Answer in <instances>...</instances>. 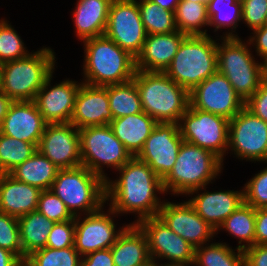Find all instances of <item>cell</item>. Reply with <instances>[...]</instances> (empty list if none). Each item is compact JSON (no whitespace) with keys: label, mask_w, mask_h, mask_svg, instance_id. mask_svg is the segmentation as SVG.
Masks as SVG:
<instances>
[{"label":"cell","mask_w":267,"mask_h":266,"mask_svg":"<svg viewBox=\"0 0 267 266\" xmlns=\"http://www.w3.org/2000/svg\"><path fill=\"white\" fill-rule=\"evenodd\" d=\"M42 190L16 180L9 173L0 174V212L20 218L37 210Z\"/></svg>","instance_id":"obj_24"},{"label":"cell","mask_w":267,"mask_h":266,"mask_svg":"<svg viewBox=\"0 0 267 266\" xmlns=\"http://www.w3.org/2000/svg\"><path fill=\"white\" fill-rule=\"evenodd\" d=\"M192 266H244V250L221 242L206 243L194 248Z\"/></svg>","instance_id":"obj_32"},{"label":"cell","mask_w":267,"mask_h":266,"mask_svg":"<svg viewBox=\"0 0 267 266\" xmlns=\"http://www.w3.org/2000/svg\"><path fill=\"white\" fill-rule=\"evenodd\" d=\"M104 35L136 59L148 35L137 0L112 1Z\"/></svg>","instance_id":"obj_13"},{"label":"cell","mask_w":267,"mask_h":266,"mask_svg":"<svg viewBox=\"0 0 267 266\" xmlns=\"http://www.w3.org/2000/svg\"><path fill=\"white\" fill-rule=\"evenodd\" d=\"M37 149L59 169L82 165L79 129L71 123L46 124Z\"/></svg>","instance_id":"obj_17"},{"label":"cell","mask_w":267,"mask_h":266,"mask_svg":"<svg viewBox=\"0 0 267 266\" xmlns=\"http://www.w3.org/2000/svg\"><path fill=\"white\" fill-rule=\"evenodd\" d=\"M223 164L212 152L183 141L173 168L162 179L163 189L166 194L187 195L215 181Z\"/></svg>","instance_id":"obj_4"},{"label":"cell","mask_w":267,"mask_h":266,"mask_svg":"<svg viewBox=\"0 0 267 266\" xmlns=\"http://www.w3.org/2000/svg\"><path fill=\"white\" fill-rule=\"evenodd\" d=\"M0 248L14 253L23 261L18 218L0 212Z\"/></svg>","instance_id":"obj_39"},{"label":"cell","mask_w":267,"mask_h":266,"mask_svg":"<svg viewBox=\"0 0 267 266\" xmlns=\"http://www.w3.org/2000/svg\"><path fill=\"white\" fill-rule=\"evenodd\" d=\"M216 41L210 34L186 36L164 73L190 92L218 71Z\"/></svg>","instance_id":"obj_6"},{"label":"cell","mask_w":267,"mask_h":266,"mask_svg":"<svg viewBox=\"0 0 267 266\" xmlns=\"http://www.w3.org/2000/svg\"><path fill=\"white\" fill-rule=\"evenodd\" d=\"M46 124L34 101H13L0 125V133L38 147Z\"/></svg>","instance_id":"obj_20"},{"label":"cell","mask_w":267,"mask_h":266,"mask_svg":"<svg viewBox=\"0 0 267 266\" xmlns=\"http://www.w3.org/2000/svg\"><path fill=\"white\" fill-rule=\"evenodd\" d=\"M109 108L108 86H92L82 82L70 123L77 129L107 125L113 120Z\"/></svg>","instance_id":"obj_21"},{"label":"cell","mask_w":267,"mask_h":266,"mask_svg":"<svg viewBox=\"0 0 267 266\" xmlns=\"http://www.w3.org/2000/svg\"><path fill=\"white\" fill-rule=\"evenodd\" d=\"M205 188L195 189L189 192L188 196H193L188 202L195 209L196 213L208 222L215 230L244 203L243 189L239 191H213L208 192ZM199 191H204L201 194ZM195 193H199L195 195Z\"/></svg>","instance_id":"obj_22"},{"label":"cell","mask_w":267,"mask_h":266,"mask_svg":"<svg viewBox=\"0 0 267 266\" xmlns=\"http://www.w3.org/2000/svg\"><path fill=\"white\" fill-rule=\"evenodd\" d=\"M174 16L178 31L185 35H208L207 30L203 29L209 26L206 4L181 1L175 9Z\"/></svg>","instance_id":"obj_34"},{"label":"cell","mask_w":267,"mask_h":266,"mask_svg":"<svg viewBox=\"0 0 267 266\" xmlns=\"http://www.w3.org/2000/svg\"><path fill=\"white\" fill-rule=\"evenodd\" d=\"M55 222L40 212L32 211L18 218L23 261L34 251L45 248Z\"/></svg>","instance_id":"obj_29"},{"label":"cell","mask_w":267,"mask_h":266,"mask_svg":"<svg viewBox=\"0 0 267 266\" xmlns=\"http://www.w3.org/2000/svg\"><path fill=\"white\" fill-rule=\"evenodd\" d=\"M248 40L249 44L255 48L256 54L263 58L267 56V24L263 27L254 29Z\"/></svg>","instance_id":"obj_48"},{"label":"cell","mask_w":267,"mask_h":266,"mask_svg":"<svg viewBox=\"0 0 267 266\" xmlns=\"http://www.w3.org/2000/svg\"><path fill=\"white\" fill-rule=\"evenodd\" d=\"M115 266H154L149 255L145 233L130 223L111 247Z\"/></svg>","instance_id":"obj_25"},{"label":"cell","mask_w":267,"mask_h":266,"mask_svg":"<svg viewBox=\"0 0 267 266\" xmlns=\"http://www.w3.org/2000/svg\"><path fill=\"white\" fill-rule=\"evenodd\" d=\"M113 0H77L73 11L75 33L82 42L105 33Z\"/></svg>","instance_id":"obj_26"},{"label":"cell","mask_w":267,"mask_h":266,"mask_svg":"<svg viewBox=\"0 0 267 266\" xmlns=\"http://www.w3.org/2000/svg\"><path fill=\"white\" fill-rule=\"evenodd\" d=\"M9 21L0 20V63L14 61L28 56L30 51Z\"/></svg>","instance_id":"obj_38"},{"label":"cell","mask_w":267,"mask_h":266,"mask_svg":"<svg viewBox=\"0 0 267 266\" xmlns=\"http://www.w3.org/2000/svg\"><path fill=\"white\" fill-rule=\"evenodd\" d=\"M244 266H267V245H253L246 248Z\"/></svg>","instance_id":"obj_45"},{"label":"cell","mask_w":267,"mask_h":266,"mask_svg":"<svg viewBox=\"0 0 267 266\" xmlns=\"http://www.w3.org/2000/svg\"><path fill=\"white\" fill-rule=\"evenodd\" d=\"M82 166L107 180L104 165L117 172L133 156L114 135L109 124L79 129Z\"/></svg>","instance_id":"obj_9"},{"label":"cell","mask_w":267,"mask_h":266,"mask_svg":"<svg viewBox=\"0 0 267 266\" xmlns=\"http://www.w3.org/2000/svg\"><path fill=\"white\" fill-rule=\"evenodd\" d=\"M136 224L146 235L149 255L154 266L193 265L194 248L169 229L158 216L144 218ZM159 259H165L167 262L159 263Z\"/></svg>","instance_id":"obj_11"},{"label":"cell","mask_w":267,"mask_h":266,"mask_svg":"<svg viewBox=\"0 0 267 266\" xmlns=\"http://www.w3.org/2000/svg\"><path fill=\"white\" fill-rule=\"evenodd\" d=\"M21 262L14 253L0 248V266H18Z\"/></svg>","instance_id":"obj_49"},{"label":"cell","mask_w":267,"mask_h":266,"mask_svg":"<svg viewBox=\"0 0 267 266\" xmlns=\"http://www.w3.org/2000/svg\"><path fill=\"white\" fill-rule=\"evenodd\" d=\"M228 150L240 160L267 163V122L242 108L229 121Z\"/></svg>","instance_id":"obj_12"},{"label":"cell","mask_w":267,"mask_h":266,"mask_svg":"<svg viewBox=\"0 0 267 266\" xmlns=\"http://www.w3.org/2000/svg\"><path fill=\"white\" fill-rule=\"evenodd\" d=\"M183 141L178 123H158L136 157L163 179L173 168Z\"/></svg>","instance_id":"obj_16"},{"label":"cell","mask_w":267,"mask_h":266,"mask_svg":"<svg viewBox=\"0 0 267 266\" xmlns=\"http://www.w3.org/2000/svg\"><path fill=\"white\" fill-rule=\"evenodd\" d=\"M81 266H115L111 248L97 250L82 257Z\"/></svg>","instance_id":"obj_46"},{"label":"cell","mask_w":267,"mask_h":266,"mask_svg":"<svg viewBox=\"0 0 267 266\" xmlns=\"http://www.w3.org/2000/svg\"><path fill=\"white\" fill-rule=\"evenodd\" d=\"M181 1H192V2H197V3H202V4H206L210 1V0H181Z\"/></svg>","instance_id":"obj_53"},{"label":"cell","mask_w":267,"mask_h":266,"mask_svg":"<svg viewBox=\"0 0 267 266\" xmlns=\"http://www.w3.org/2000/svg\"><path fill=\"white\" fill-rule=\"evenodd\" d=\"M158 217L193 248L211 242L216 235V230L196 213L188 201L176 204L164 200Z\"/></svg>","instance_id":"obj_18"},{"label":"cell","mask_w":267,"mask_h":266,"mask_svg":"<svg viewBox=\"0 0 267 266\" xmlns=\"http://www.w3.org/2000/svg\"><path fill=\"white\" fill-rule=\"evenodd\" d=\"M207 15L214 32L227 28L228 31L220 38H239L235 31L242 21V0H210L207 3Z\"/></svg>","instance_id":"obj_31"},{"label":"cell","mask_w":267,"mask_h":266,"mask_svg":"<svg viewBox=\"0 0 267 266\" xmlns=\"http://www.w3.org/2000/svg\"><path fill=\"white\" fill-rule=\"evenodd\" d=\"M190 107L231 120L245 102L225 75L215 72L189 92Z\"/></svg>","instance_id":"obj_14"},{"label":"cell","mask_w":267,"mask_h":266,"mask_svg":"<svg viewBox=\"0 0 267 266\" xmlns=\"http://www.w3.org/2000/svg\"><path fill=\"white\" fill-rule=\"evenodd\" d=\"M217 42L218 72L225 75L240 98L246 102L262 82L261 62L255 60L250 44L241 38H221ZM244 42V43H243Z\"/></svg>","instance_id":"obj_8"},{"label":"cell","mask_w":267,"mask_h":266,"mask_svg":"<svg viewBox=\"0 0 267 266\" xmlns=\"http://www.w3.org/2000/svg\"><path fill=\"white\" fill-rule=\"evenodd\" d=\"M261 70H262V80L267 81V56L262 58Z\"/></svg>","instance_id":"obj_52"},{"label":"cell","mask_w":267,"mask_h":266,"mask_svg":"<svg viewBox=\"0 0 267 266\" xmlns=\"http://www.w3.org/2000/svg\"><path fill=\"white\" fill-rule=\"evenodd\" d=\"M55 56L53 49L43 46L24 58L2 64L1 91L12 101H34L54 73Z\"/></svg>","instance_id":"obj_5"},{"label":"cell","mask_w":267,"mask_h":266,"mask_svg":"<svg viewBox=\"0 0 267 266\" xmlns=\"http://www.w3.org/2000/svg\"><path fill=\"white\" fill-rule=\"evenodd\" d=\"M133 81L142 110L158 123H178L190 105L189 91L164 72L136 70Z\"/></svg>","instance_id":"obj_3"},{"label":"cell","mask_w":267,"mask_h":266,"mask_svg":"<svg viewBox=\"0 0 267 266\" xmlns=\"http://www.w3.org/2000/svg\"><path fill=\"white\" fill-rule=\"evenodd\" d=\"M52 77L53 74L37 92L34 102L47 124L70 123L82 81L66 79L51 86Z\"/></svg>","instance_id":"obj_19"},{"label":"cell","mask_w":267,"mask_h":266,"mask_svg":"<svg viewBox=\"0 0 267 266\" xmlns=\"http://www.w3.org/2000/svg\"><path fill=\"white\" fill-rule=\"evenodd\" d=\"M229 121L189 106L178 127L184 141L206 149L224 161L228 149Z\"/></svg>","instance_id":"obj_10"},{"label":"cell","mask_w":267,"mask_h":266,"mask_svg":"<svg viewBox=\"0 0 267 266\" xmlns=\"http://www.w3.org/2000/svg\"><path fill=\"white\" fill-rule=\"evenodd\" d=\"M137 2L141 20L148 35L178 31L174 12L163 9L151 0H139Z\"/></svg>","instance_id":"obj_35"},{"label":"cell","mask_w":267,"mask_h":266,"mask_svg":"<svg viewBox=\"0 0 267 266\" xmlns=\"http://www.w3.org/2000/svg\"><path fill=\"white\" fill-rule=\"evenodd\" d=\"M23 266H28L25 261H23Z\"/></svg>","instance_id":"obj_55"},{"label":"cell","mask_w":267,"mask_h":266,"mask_svg":"<svg viewBox=\"0 0 267 266\" xmlns=\"http://www.w3.org/2000/svg\"><path fill=\"white\" fill-rule=\"evenodd\" d=\"M119 177L105 181L106 201L116 214L134 213L140 220L158 216L164 201L158 194H164L162 179L145 162L136 156L125 163Z\"/></svg>","instance_id":"obj_1"},{"label":"cell","mask_w":267,"mask_h":266,"mask_svg":"<svg viewBox=\"0 0 267 266\" xmlns=\"http://www.w3.org/2000/svg\"><path fill=\"white\" fill-rule=\"evenodd\" d=\"M37 150L35 144L0 133V174L10 173Z\"/></svg>","instance_id":"obj_36"},{"label":"cell","mask_w":267,"mask_h":266,"mask_svg":"<svg viewBox=\"0 0 267 266\" xmlns=\"http://www.w3.org/2000/svg\"><path fill=\"white\" fill-rule=\"evenodd\" d=\"M82 256L74 247L52 249L45 247L26 257L28 266H81Z\"/></svg>","instance_id":"obj_37"},{"label":"cell","mask_w":267,"mask_h":266,"mask_svg":"<svg viewBox=\"0 0 267 266\" xmlns=\"http://www.w3.org/2000/svg\"><path fill=\"white\" fill-rule=\"evenodd\" d=\"M255 219L256 209L244 202L218 227L216 234L220 230L227 231L239 239L237 248L245 250L255 245Z\"/></svg>","instance_id":"obj_30"},{"label":"cell","mask_w":267,"mask_h":266,"mask_svg":"<svg viewBox=\"0 0 267 266\" xmlns=\"http://www.w3.org/2000/svg\"><path fill=\"white\" fill-rule=\"evenodd\" d=\"M108 99L114 119L143 112L139 91L133 80L108 85Z\"/></svg>","instance_id":"obj_33"},{"label":"cell","mask_w":267,"mask_h":266,"mask_svg":"<svg viewBox=\"0 0 267 266\" xmlns=\"http://www.w3.org/2000/svg\"><path fill=\"white\" fill-rule=\"evenodd\" d=\"M13 101L0 90V125L7 114L8 108Z\"/></svg>","instance_id":"obj_50"},{"label":"cell","mask_w":267,"mask_h":266,"mask_svg":"<svg viewBox=\"0 0 267 266\" xmlns=\"http://www.w3.org/2000/svg\"><path fill=\"white\" fill-rule=\"evenodd\" d=\"M75 218L54 224L49 233L46 247L63 249L74 247Z\"/></svg>","instance_id":"obj_43"},{"label":"cell","mask_w":267,"mask_h":266,"mask_svg":"<svg viewBox=\"0 0 267 266\" xmlns=\"http://www.w3.org/2000/svg\"><path fill=\"white\" fill-rule=\"evenodd\" d=\"M2 85V64L0 63V90Z\"/></svg>","instance_id":"obj_54"},{"label":"cell","mask_w":267,"mask_h":266,"mask_svg":"<svg viewBox=\"0 0 267 266\" xmlns=\"http://www.w3.org/2000/svg\"><path fill=\"white\" fill-rule=\"evenodd\" d=\"M157 124L158 122L144 111L113 119L109 123L114 135L133 157L142 150L146 139Z\"/></svg>","instance_id":"obj_27"},{"label":"cell","mask_w":267,"mask_h":266,"mask_svg":"<svg viewBox=\"0 0 267 266\" xmlns=\"http://www.w3.org/2000/svg\"><path fill=\"white\" fill-rule=\"evenodd\" d=\"M59 168L37 150L29 159L14 168L9 174L16 180L50 190Z\"/></svg>","instance_id":"obj_28"},{"label":"cell","mask_w":267,"mask_h":266,"mask_svg":"<svg viewBox=\"0 0 267 266\" xmlns=\"http://www.w3.org/2000/svg\"><path fill=\"white\" fill-rule=\"evenodd\" d=\"M50 191L73 217L96 212L106 204L105 180L82 165L59 169Z\"/></svg>","instance_id":"obj_7"},{"label":"cell","mask_w":267,"mask_h":266,"mask_svg":"<svg viewBox=\"0 0 267 266\" xmlns=\"http://www.w3.org/2000/svg\"><path fill=\"white\" fill-rule=\"evenodd\" d=\"M255 245H267V208L256 209Z\"/></svg>","instance_id":"obj_47"},{"label":"cell","mask_w":267,"mask_h":266,"mask_svg":"<svg viewBox=\"0 0 267 266\" xmlns=\"http://www.w3.org/2000/svg\"><path fill=\"white\" fill-rule=\"evenodd\" d=\"M245 107L267 122V81L262 80L256 92L245 102Z\"/></svg>","instance_id":"obj_44"},{"label":"cell","mask_w":267,"mask_h":266,"mask_svg":"<svg viewBox=\"0 0 267 266\" xmlns=\"http://www.w3.org/2000/svg\"><path fill=\"white\" fill-rule=\"evenodd\" d=\"M186 36L180 31L147 35L143 48L135 59L136 70L165 72Z\"/></svg>","instance_id":"obj_23"},{"label":"cell","mask_w":267,"mask_h":266,"mask_svg":"<svg viewBox=\"0 0 267 266\" xmlns=\"http://www.w3.org/2000/svg\"><path fill=\"white\" fill-rule=\"evenodd\" d=\"M105 205L98 211L85 214L83 219L75 217L74 248L82 256H86L94 251L111 248L119 235L128 226L116 229L114 222L115 215L110 207L107 213L103 211Z\"/></svg>","instance_id":"obj_15"},{"label":"cell","mask_w":267,"mask_h":266,"mask_svg":"<svg viewBox=\"0 0 267 266\" xmlns=\"http://www.w3.org/2000/svg\"><path fill=\"white\" fill-rule=\"evenodd\" d=\"M244 185V202L254 209L267 208V167Z\"/></svg>","instance_id":"obj_40"},{"label":"cell","mask_w":267,"mask_h":266,"mask_svg":"<svg viewBox=\"0 0 267 266\" xmlns=\"http://www.w3.org/2000/svg\"><path fill=\"white\" fill-rule=\"evenodd\" d=\"M153 3L158 4L165 10L175 12L177 5L181 2V0H151Z\"/></svg>","instance_id":"obj_51"},{"label":"cell","mask_w":267,"mask_h":266,"mask_svg":"<svg viewBox=\"0 0 267 266\" xmlns=\"http://www.w3.org/2000/svg\"><path fill=\"white\" fill-rule=\"evenodd\" d=\"M242 22L251 30L267 24V0H242Z\"/></svg>","instance_id":"obj_42"},{"label":"cell","mask_w":267,"mask_h":266,"mask_svg":"<svg viewBox=\"0 0 267 266\" xmlns=\"http://www.w3.org/2000/svg\"><path fill=\"white\" fill-rule=\"evenodd\" d=\"M37 211L55 223L73 220L75 218L68 211L65 204L50 190L41 192Z\"/></svg>","instance_id":"obj_41"},{"label":"cell","mask_w":267,"mask_h":266,"mask_svg":"<svg viewBox=\"0 0 267 266\" xmlns=\"http://www.w3.org/2000/svg\"><path fill=\"white\" fill-rule=\"evenodd\" d=\"M83 83L92 86L122 84L133 80L135 58L105 35L83 41Z\"/></svg>","instance_id":"obj_2"}]
</instances>
